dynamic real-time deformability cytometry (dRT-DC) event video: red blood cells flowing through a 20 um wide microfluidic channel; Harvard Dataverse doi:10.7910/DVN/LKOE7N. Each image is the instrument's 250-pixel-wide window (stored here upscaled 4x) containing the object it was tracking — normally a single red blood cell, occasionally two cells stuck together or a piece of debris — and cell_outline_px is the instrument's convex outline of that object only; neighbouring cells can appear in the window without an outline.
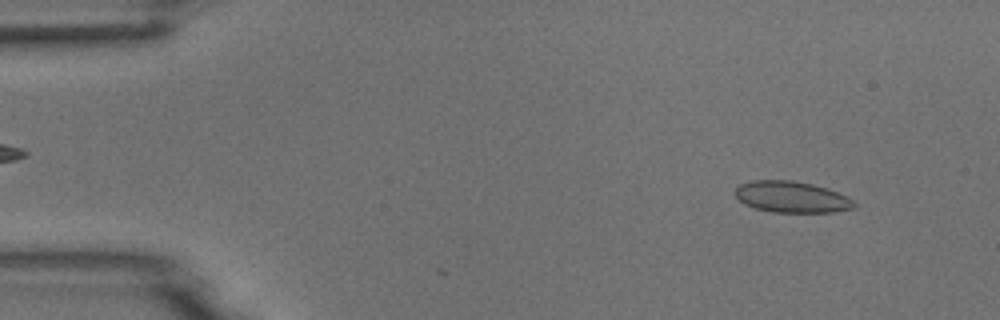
{"species": "common noctule bat (a hibernating species)", "species_latin": "Nyctalus noctula", "temperature_condition": "room temperature", "stored_images_in_passage": 4, "camera_frame_rate_fps": 3000, "um_per_image_px": 0.085, "animal": {"sex": "male", "body_mass_g": 18.8}, "frame": {"image": 1, "passage_image": 1, "time_ms": 0.0, "image_size_px": [1000, 320], "cell_outline_px": [[856, 204], [852, 208], [832, 212], [772, 212], [756, 208], [744, 204], [732, 192], [740, 184], [752, 180], [792, 180], [812, 184], [828, 188], [848, 196]], "centroid_in_image_um": [67.27, 16.73], "position_along_channel_um": 17.7, "area_um2": 21.73}}
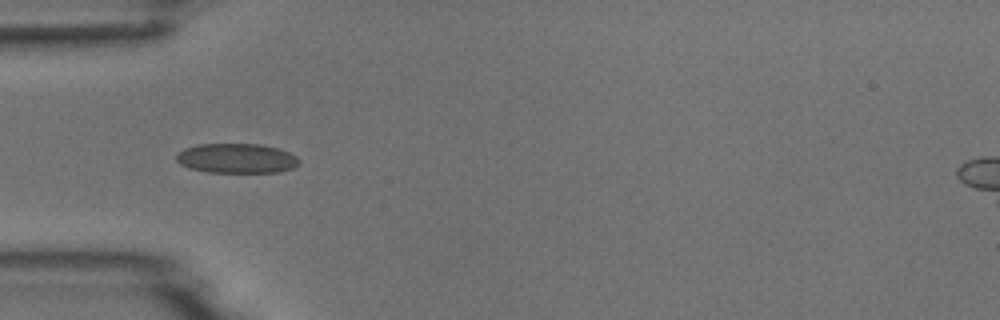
{"frame": {"image": 2, "passage_image": 4, "time_ms": 3.667, "image_size_px": [1000, 320], "cell_outline_px": [[300, 164], [292, 168], [280, 172], [208, 172], [188, 168], [180, 164], [176, 160], [176, 152], [184, 148], [200, 144], [260, 144], [276, 148], [288, 152], [296, 156], [300, 160]], "centroid_in_image_um": [20.09, 13.46], "position_along_channel_um": 64.9, "area_um2": 21.33}}